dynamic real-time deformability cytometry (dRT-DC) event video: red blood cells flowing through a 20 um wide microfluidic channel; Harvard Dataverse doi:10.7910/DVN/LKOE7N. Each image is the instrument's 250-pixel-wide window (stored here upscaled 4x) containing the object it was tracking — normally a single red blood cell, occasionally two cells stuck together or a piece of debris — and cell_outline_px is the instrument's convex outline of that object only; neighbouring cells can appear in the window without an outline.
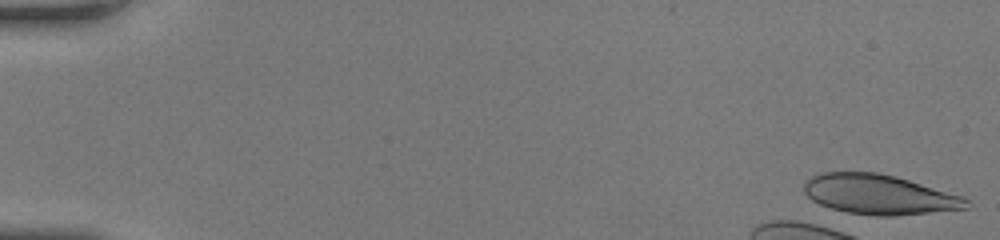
{"species": "human", "species_latin": "Homo sapiens", "temperature_condition": "room temperature", "stored_images_in_passage": 3, "camera_frame_rate_fps": 3000, "um_per_image_px": 0.085, "donor": {"sex": "female"}, "frame": {"image": 1, "passage_image": 1, "time_ms": 0.0, "image_size_px": [1000, 240], "cell_outline_px": [[968, 208], [896, 216], [876, 216], [848, 212], [832, 208], [820, 204], [812, 200], [804, 192], [804, 184], [812, 176], [820, 172], [876, 172], [896, 176], [964, 196], [968, 200]], "centroid_in_image_um": [74.74, 16.53], "position_along_channel_um": 10.3, "area_um2": 37.63}}